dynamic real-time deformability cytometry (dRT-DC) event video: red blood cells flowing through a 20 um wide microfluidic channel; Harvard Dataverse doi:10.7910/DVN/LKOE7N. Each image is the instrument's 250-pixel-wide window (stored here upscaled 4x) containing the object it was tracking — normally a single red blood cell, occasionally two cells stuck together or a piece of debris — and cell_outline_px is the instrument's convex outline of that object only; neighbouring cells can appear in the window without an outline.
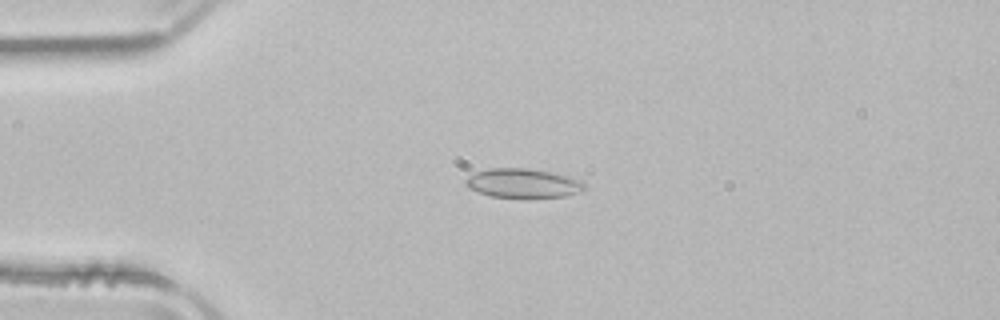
{"species": "common noctule bat (a hibernating species)", "species_latin": "Nyctalus noctula", "temperature_condition": "room temperature", "stored_images_in_passage": 45, "camera_frame_rate_fps": 3000, "um_per_image_px": 0.085, "animal": {"sex": "male", "body_mass_g": 21.5, "forearm_length_mm": 52.0}, "frame": {"image": 1, "passage_image": 6, "time_ms": 1.667, "image_size_px": [1000, 320], "cell_outline_px": [[588, 188], [564, 196], [492, 196], [468, 188], [464, 184], [464, 180], [468, 176], [476, 172], [492, 168], [528, 168], [548, 172], [580, 180]], "centroid_in_image_um": [44.39, 15.55], "position_along_channel_um": 40.6, "area_um2": 19.48}}
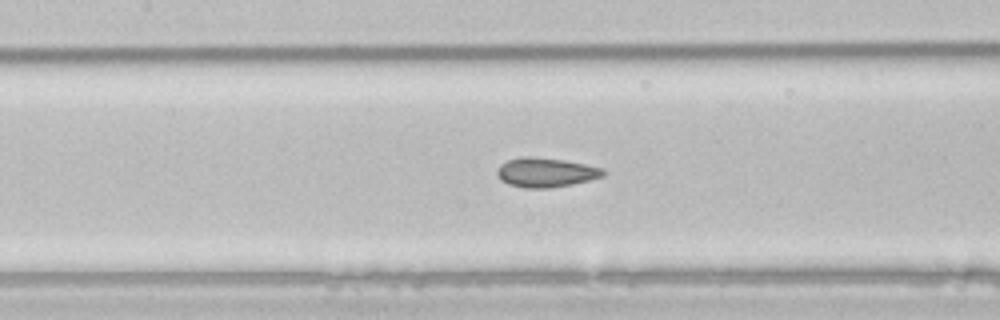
{"frame": {"image": 2, "passage_image": 17, "time_ms": 5.333, "image_size_px": [1000, 320], "cell_outline_px": [[604, 176], [572, 184], [548, 188], [524, 188], [508, 184], [500, 180], [496, 172], [500, 164], [508, 160], [520, 156], [528, 156], [564, 160], [604, 168]], "centroid_in_image_um": [46.36, 14.65], "position_along_channel_um": 161.0, "area_um2": 18.15}}
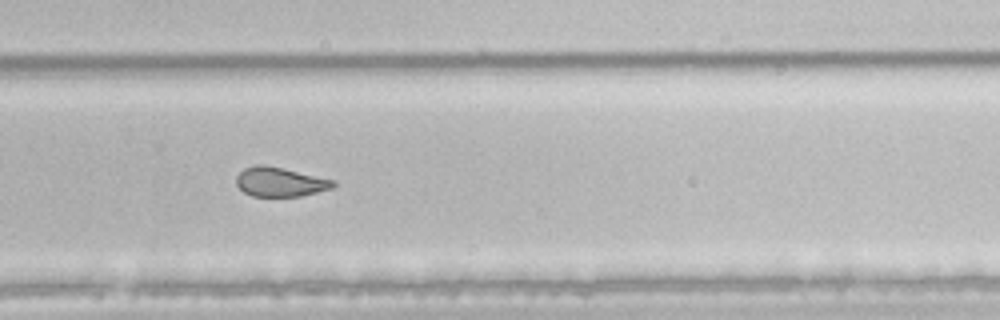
{"frame": {"image": 3, "passage_image": 28, "time_ms": 9.0, "image_size_px": [1000, 320], "cell_outline_px": [[336, 184], [332, 188], [300, 196], [252, 196], [244, 192], [236, 184], [236, 176], [244, 168], [256, 164], [264, 164], [336, 180]], "centroid_in_image_um": [23.79, 15.45], "position_along_channel_um": 306.0, "area_um2": 16.53}, "authors_computed_cell_mechanics": {"area_um2": 18.3804, "velocity_mm_per_s": 3.974, "shape_relaxation_time_tau1_ms": null, "shape_relaxation_time_tau2_ms": 1.3419, "deformation_change_tau1": null, "deformation_change_tau2": 0.0618}}